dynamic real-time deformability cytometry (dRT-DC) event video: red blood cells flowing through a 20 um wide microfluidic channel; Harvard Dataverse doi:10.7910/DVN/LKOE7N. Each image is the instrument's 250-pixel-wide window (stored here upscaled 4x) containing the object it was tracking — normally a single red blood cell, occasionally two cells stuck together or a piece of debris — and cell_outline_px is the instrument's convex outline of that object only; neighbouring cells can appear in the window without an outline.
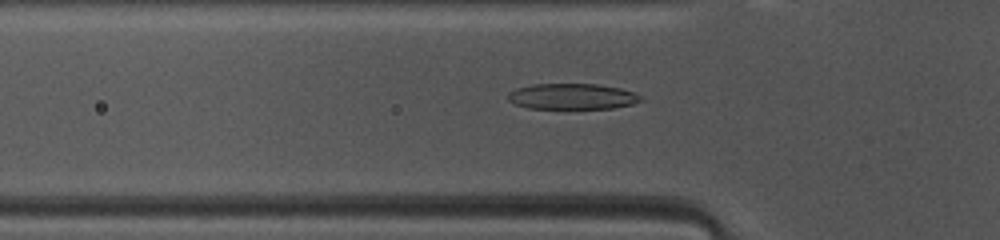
{"species": "common noctule bat (a hibernating species)", "species_latin": "Nyctalus noctula", "temperature_condition": "warm", "stored_images_in_passage": 39, "camera_frame_rate_fps": 3000, "um_per_image_px": 0.085, "animal": {"sex": "female", "body_mass_g": 10.0, "forearm_length_mm": 53.1}, "frame": {"image": 1, "passage_image": 6, "time_ms": 1.667, "image_size_px": [1000, 240], "cell_outline_px": [[640, 100], [632, 104], [612, 108], [528, 108], [516, 104], [508, 100], [508, 92], [516, 88], [532, 84], [596, 84], [620, 88], [636, 92], [640, 96]], "centroid_in_image_um": [48.61, 8.19], "position_along_channel_um": 77.2, "area_um2": 19.83}}
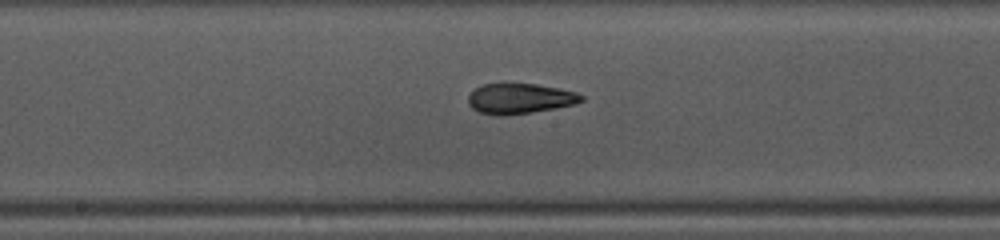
{"frame": {"image": 2, "passage_image": 15, "time_ms": 4.667, "image_size_px": [1000, 240], "cell_outline_px": [[584, 100], [576, 104], [556, 108], [532, 112], [504, 116], [496, 116], [480, 112], [472, 108], [468, 104], [468, 96], [476, 88], [484, 84], [536, 84], [560, 88], [576, 92], [584, 96]], "centroid_in_image_um": [44.21, 8.39], "position_along_channel_um": 204.0, "area_um2": 20.06}}
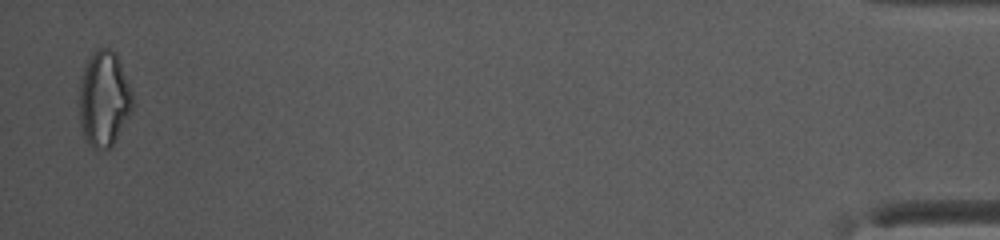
{"frame": {"image": 3, "passage_image": 38, "time_ms": 12.333, "image_size_px": [1000, 240], "cell_outline_px": [[132, 108], [112, 148], [92, 148], [88, 144], [84, 136], [80, 120], [80, 80], [84, 68], [92, 52], [96, 48], [108, 48], [116, 52], [128, 84], [132, 96]], "centroid_in_image_um": [8.82, 8.4], "position_along_channel_um": 426.4, "area_um2": 29.25}, "authors_computed_cell_mechanics": {"area_um2": 20.6346, "velocity_mm_per_s": 4.1728, "shape_relaxation_time_tau1_ms": 4.8758, "shape_relaxation_time_tau2_ms": 1.3855, "deformation_change_tau1": 0.1988, "deformation_change_tau2": 0.09}}